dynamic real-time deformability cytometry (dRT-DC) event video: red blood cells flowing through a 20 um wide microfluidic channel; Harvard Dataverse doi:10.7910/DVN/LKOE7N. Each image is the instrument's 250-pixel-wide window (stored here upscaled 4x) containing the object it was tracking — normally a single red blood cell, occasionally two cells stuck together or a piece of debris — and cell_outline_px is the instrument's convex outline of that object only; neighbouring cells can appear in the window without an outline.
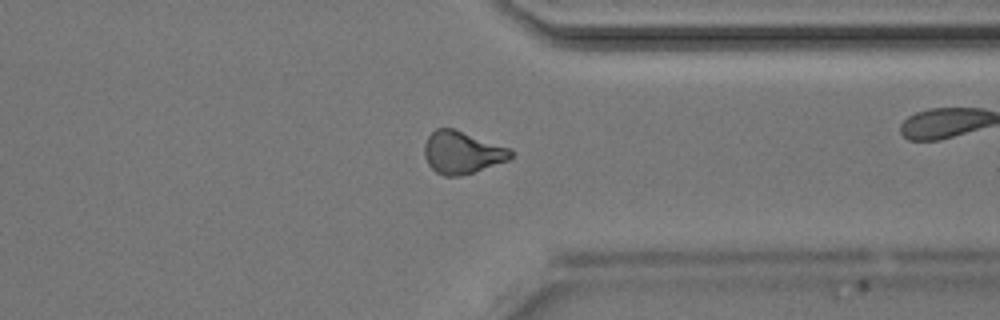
{"species": "Egyptian fruit bat (a non-hibernating species)", "species_latin": "Rousettus aegyptiacus", "temperature_condition": "room temperature", "stored_images_in_passage": 41, "camera_frame_rate_fps": 3000, "um_per_image_px": 0.085, "animal": {"sex": "male"}, "frame": {"image": 1, "passage_image": 30, "time_ms": 9.667, "image_size_px": [1000, 320], "cell_outline_px": [[516, 152], [508, 160], [460, 176], [444, 176], [436, 172], [428, 164], [424, 156], [424, 144], [428, 136], [436, 128], [452, 128], [512, 148]], "centroid_in_image_um": [39.29, 12.95], "position_along_channel_um": 372.1, "area_um2": 21.39}}